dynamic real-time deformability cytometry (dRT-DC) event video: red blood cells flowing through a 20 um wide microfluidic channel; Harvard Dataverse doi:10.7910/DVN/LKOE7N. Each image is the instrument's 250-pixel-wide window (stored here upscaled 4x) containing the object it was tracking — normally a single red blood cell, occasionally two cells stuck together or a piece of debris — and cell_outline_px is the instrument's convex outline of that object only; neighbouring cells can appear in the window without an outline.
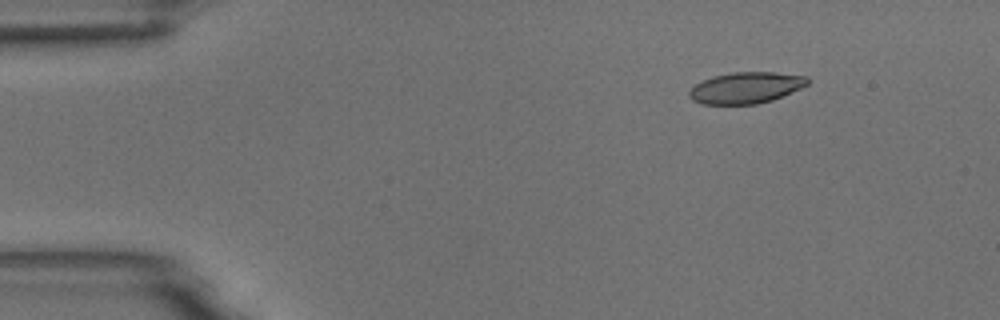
{"species": "common noctule bat (a hibernating species)", "species_latin": "Nyctalus noctula", "temperature_condition": "room temperature", "stored_images_in_passage": 5, "camera_frame_rate_fps": 3000, "um_per_image_px": 0.085, "animal": {"sex": "male", "body_mass_g": 18.8}, "frame": {"image": 1, "passage_image": 1, "time_ms": 0.0, "image_size_px": [1000, 320], "cell_outline_px": [[812, 80], [808, 84], [800, 88], [772, 100], [756, 104], [700, 104], [692, 100], [688, 96], [688, 92], [696, 84], [712, 76], [732, 72], [776, 72], [808, 76]], "centroid_in_image_um": [63.41, 7.45], "position_along_channel_um": 21.6, "area_um2": 21.68}}
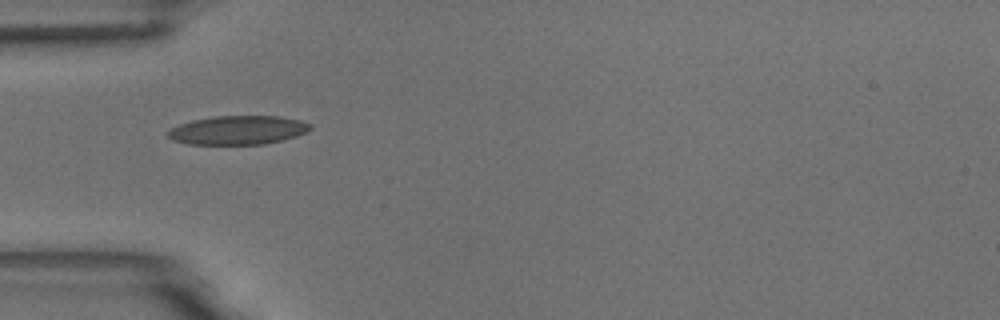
{"frame": {"image": 2, "passage_image": 4, "time_ms": 1.0, "image_size_px": [1000, 320], "cell_outline_px": [[312, 128], [296, 136], [264, 144], [188, 144], [172, 140], [168, 136], [168, 132], [172, 128], [180, 124], [192, 120], [216, 116], [280, 116], [300, 120], [312, 124]], "centroid_in_image_um": [20.23, 11.05], "position_along_channel_um": 64.8, "area_um2": 23.76}}